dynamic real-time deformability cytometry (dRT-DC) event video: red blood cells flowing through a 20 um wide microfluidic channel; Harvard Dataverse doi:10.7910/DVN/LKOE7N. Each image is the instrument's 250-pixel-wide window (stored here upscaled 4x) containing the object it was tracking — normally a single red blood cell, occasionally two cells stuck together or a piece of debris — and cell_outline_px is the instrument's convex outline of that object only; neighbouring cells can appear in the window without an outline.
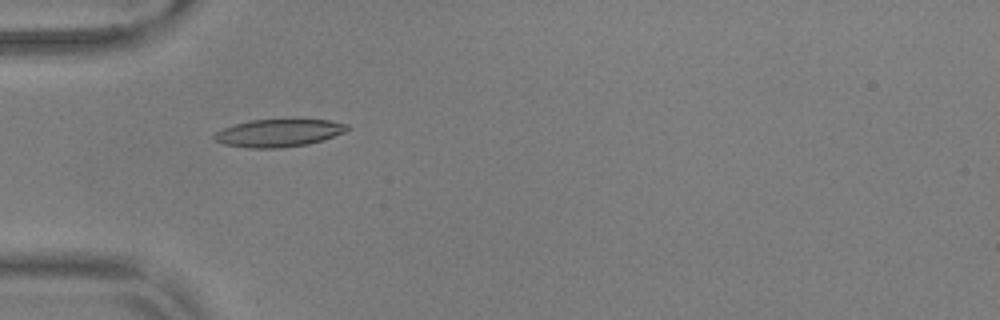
{"species": "common noctule bat (a hibernating species)", "species_latin": "Nyctalus noctula", "temperature_condition": "warm", "stored_images_in_passage": 54, "camera_frame_rate_fps": 3000, "um_per_image_px": 0.085, "animal": {"sex": "male", "body_mass_g": 17.9, "forearm_length_mm": 54.2}, "frame": {"image": 1, "passage_image": 17, "time_ms": 5.333, "image_size_px": [1000, 320], "cell_outline_px": [[352, 128], [344, 132], [324, 140], [308, 144], [280, 148], [248, 148], [224, 144], [212, 140], [212, 136], [216, 132], [224, 128], [248, 120], [328, 120], [348, 124]], "centroid_in_image_um": [23.69, 11.31], "position_along_channel_um": 61.3, "area_um2": 21.44}}
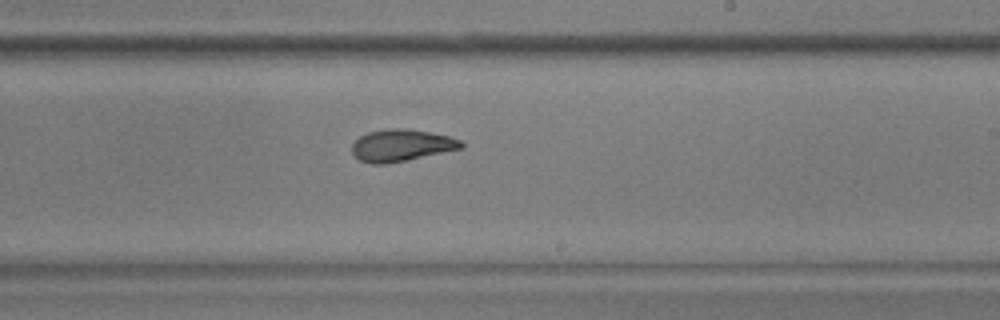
{"frame": {"image": 2, "passage_image": 33, "time_ms": 10.667, "image_size_px": [1000, 320], "cell_outline_px": [[464, 148], [384, 164], [372, 164], [360, 160], [352, 152], [352, 144], [360, 136], [368, 132], [388, 128], [408, 128], [448, 136], [460, 140], [464, 144]], "centroid_in_image_um": [34.11, 12.34], "position_along_channel_um": 254.9, "area_um2": 20.11}}
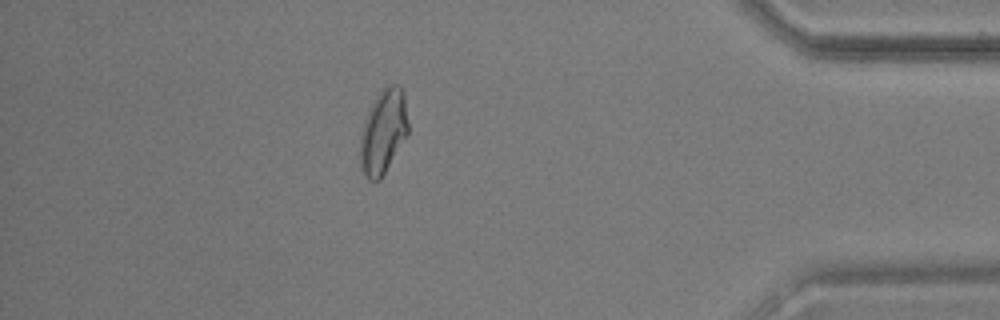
{"frame": {"image": 3, "passage_image": 48, "time_ms": 15.667, "image_size_px": [1000, 320], "cell_outline_px": [[408, 136], [380, 180], [368, 180], [364, 176], [360, 168], [360, 132], [364, 120], [376, 96], [388, 84], [396, 84], [404, 92], [408, 124]], "centroid_in_image_um": [32.57, 11.22], "position_along_channel_um": 402.6, "area_um2": 23.81}, "authors_computed_cell_mechanics": {"area_um2": 20.5768, "velocity_mm_per_s": 3.6858, "shape_relaxation_time_tau1_ms": 6.0838, "shape_relaxation_time_tau2_ms": 2.0323, "deformation_change_tau1": 0.1634, "deformation_change_tau2": 0.0787}}